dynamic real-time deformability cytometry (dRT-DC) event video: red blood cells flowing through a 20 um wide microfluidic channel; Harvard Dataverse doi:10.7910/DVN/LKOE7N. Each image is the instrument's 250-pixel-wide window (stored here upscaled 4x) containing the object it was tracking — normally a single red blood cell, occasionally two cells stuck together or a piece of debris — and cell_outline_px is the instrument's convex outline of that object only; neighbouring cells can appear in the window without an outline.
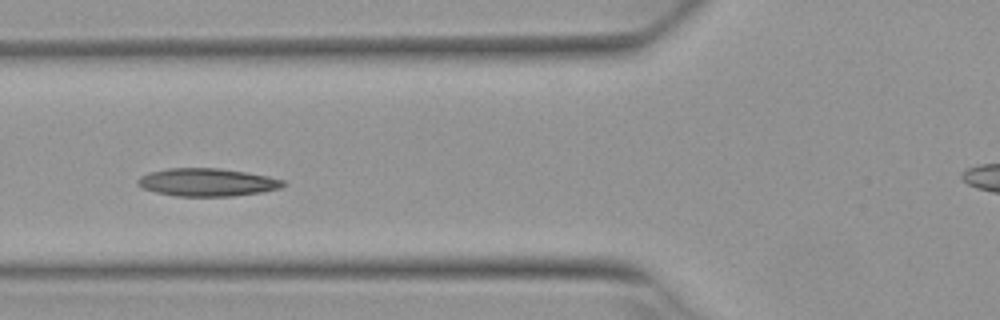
{"species": "Egyptian fruit bat (a non-hibernating species)", "species_latin": "Rousettus aegyptiacus", "temperature_condition": "warm", "stored_images_in_passage": 7, "camera_frame_rate_fps": 3000, "um_per_image_px": 0.085, "animal": {"sex": "female"}, "frame": {"image": 1, "passage_image": 5, "time_ms": 1.333, "image_size_px": [1000, 320], "cell_outline_px": [[288, 184], [280, 188], [260, 192], [232, 196], [176, 196], [156, 192], [144, 188], [136, 184], [136, 180], [140, 176], [148, 172], [168, 168], [220, 168], [268, 176], [284, 180]], "centroid_in_image_um": [17.59, 15.49], "position_along_channel_um": 108.2, "area_um2": 23.64}}
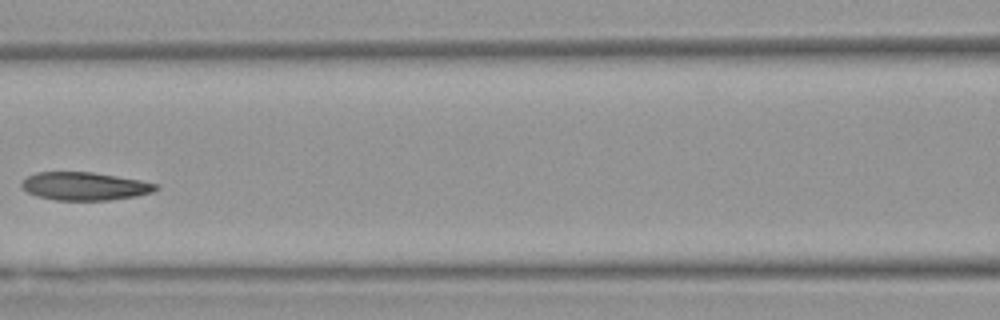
{"frame": {"image": 2, "passage_image": 6, "time_ms": 1.667, "image_size_px": [1000, 320], "cell_outline_px": [[160, 188], [152, 192], [136, 196], [108, 200], [56, 200], [36, 196], [28, 192], [20, 184], [28, 176], [36, 172], [92, 172], [140, 180], [156, 184]], "centroid_in_image_um": [7.2, 15.83], "position_along_channel_um": 159.4, "area_um2": 21.79}}
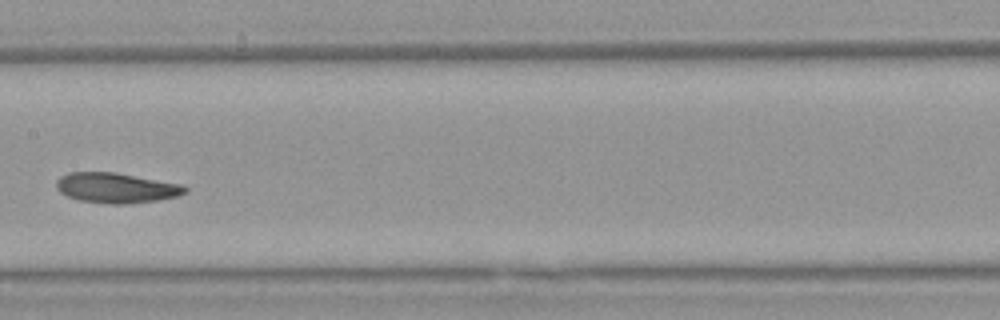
{"frame": {"image": 3, "passage_image": 7, "time_ms": 2.0, "image_size_px": [1000, 320], "cell_outline_px": [[188, 192], [176, 196], [156, 200], [124, 204], [108, 204], [80, 200], [68, 196], [60, 192], [56, 188], [56, 180], [60, 176], [68, 172], [116, 172], [180, 184], [188, 188]], "centroid_in_image_um": [9.85, 15.96], "position_along_channel_um": 197.6, "area_um2": 22.54}}